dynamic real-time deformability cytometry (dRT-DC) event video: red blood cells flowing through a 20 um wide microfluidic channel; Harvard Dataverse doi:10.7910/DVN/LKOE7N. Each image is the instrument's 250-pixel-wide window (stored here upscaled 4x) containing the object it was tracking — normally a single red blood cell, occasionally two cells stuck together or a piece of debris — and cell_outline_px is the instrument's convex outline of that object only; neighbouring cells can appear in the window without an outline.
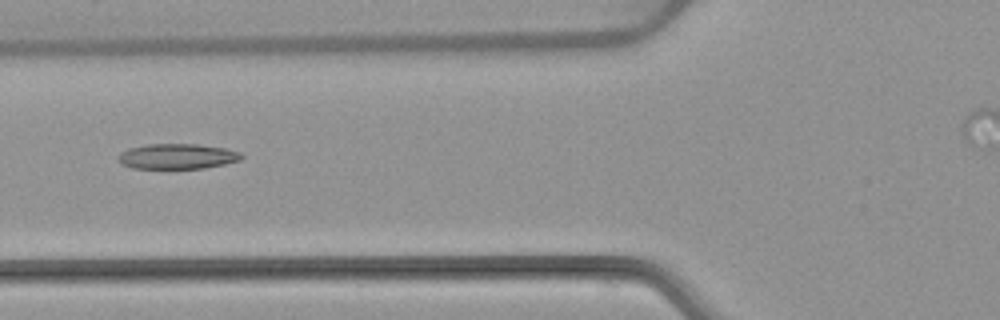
{"species": "common noctule bat (a hibernating species)", "species_latin": "Nyctalus noctula", "temperature_condition": "warm", "stored_images_in_passage": 5, "segment_of_instrument_passage": [1, 2], "camera_frame_rate_fps": 3000, "um_per_image_px": 0.085, "animal": {"sex": "female", "body_mass_g": 22.7, "forearm_length_mm": 54.2}, "frame": {"image": 1, "passage_image": 4, "time_ms": 4.0, "image_size_px": [1000, 320], "cell_outline_px": [[244, 156], [240, 160], [224, 164], [204, 168], [132, 168], [116, 160], [116, 156], [120, 152], [128, 148], [148, 144], [200, 144], [224, 148], [240, 152]], "centroid_in_image_um": [15.04, 13.28], "position_along_channel_um": 110.8, "area_um2": 18.21}}